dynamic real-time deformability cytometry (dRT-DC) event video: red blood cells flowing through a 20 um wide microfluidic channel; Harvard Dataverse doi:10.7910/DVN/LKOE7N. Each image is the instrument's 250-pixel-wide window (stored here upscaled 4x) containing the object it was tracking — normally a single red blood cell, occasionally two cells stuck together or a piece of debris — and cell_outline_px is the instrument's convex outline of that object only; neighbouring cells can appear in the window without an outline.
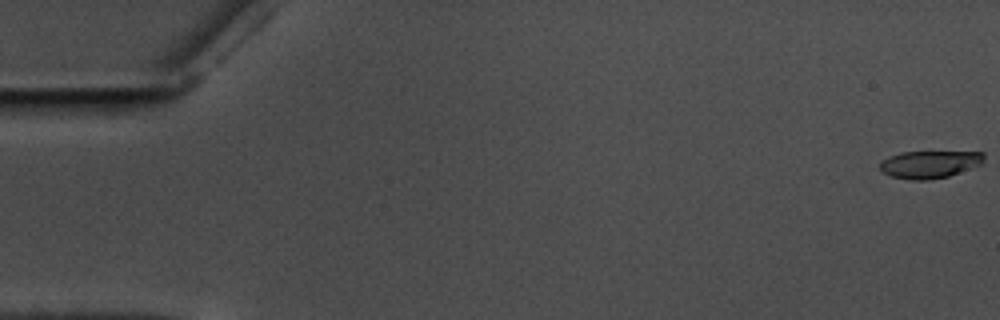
{"species": "common noctule bat (a hibernating species)", "species_latin": "Nyctalus noctula", "temperature_condition": "warm", "stored_images_in_passage": 59, "camera_frame_rate_fps": 3000, "um_per_image_px": 0.085, "animal": {"sex": "male", "body_mass_g": 17.5, "forearm_length_mm": 52.3}, "frame": {"image": 1, "passage_image": 1, "time_ms": 0.0, "image_size_px": [1000, 320], "cell_outline_px": [[984, 164], [948, 176], [928, 180], [912, 180], [892, 176], [884, 172], [880, 168], [880, 160], [888, 156], [900, 152], [984, 152]], "centroid_in_image_um": [79.03, 13.96], "position_along_channel_um": 6.0, "area_um2": 16.7}}
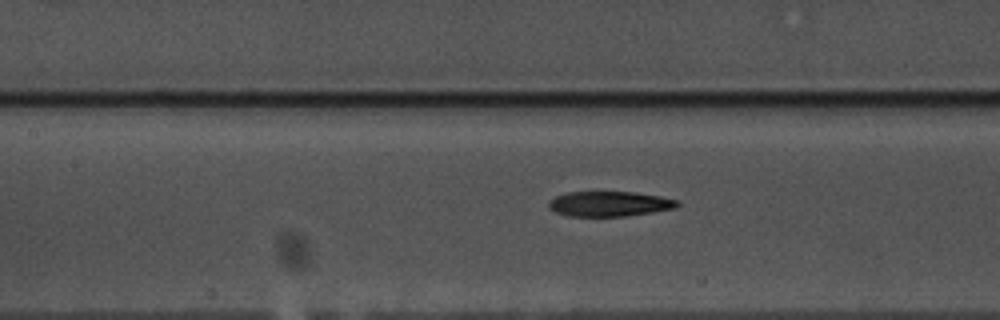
{"frame": {"image": 2, "passage_image": 27, "time_ms": 8.667, "image_size_px": [1000, 320], "cell_outline_px": [[680, 204], [676, 208], [628, 216], [568, 216], [556, 212], [548, 208], [548, 204], [556, 196], [568, 192], [636, 192], [660, 196], [680, 200]], "centroid_in_image_um": [51.85, 17.33], "position_along_channel_um": 155.6, "area_um2": 18.84}}
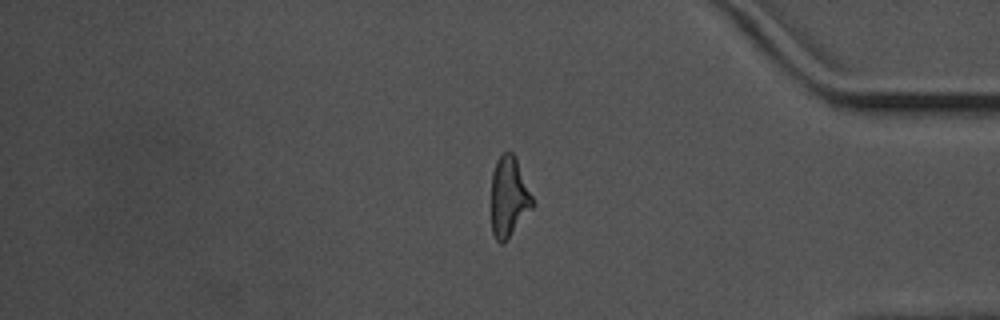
{"frame": {"image": 3, "passage_image": 49, "time_ms": 16.0, "image_size_px": [1000, 320], "cell_outline_px": [[536, 204], [504, 244], [500, 244], [496, 240], [492, 232], [492, 172], [496, 160], [504, 152], [512, 152], [516, 156]], "centroid_in_image_um": [43.28, 16.75], "position_along_channel_um": 391.9, "area_um2": 19.59}, "authors_computed_cell_mechanics": {"area_um2": 19.652, "velocity_mm_per_s": 3.5579, "shape_relaxation_time_tau1_ms": 6.019, "shape_relaxation_time_tau2_ms": 4.1785, "deformation_change_tau1": 0.2143, "deformation_change_tau2": 0.12}}